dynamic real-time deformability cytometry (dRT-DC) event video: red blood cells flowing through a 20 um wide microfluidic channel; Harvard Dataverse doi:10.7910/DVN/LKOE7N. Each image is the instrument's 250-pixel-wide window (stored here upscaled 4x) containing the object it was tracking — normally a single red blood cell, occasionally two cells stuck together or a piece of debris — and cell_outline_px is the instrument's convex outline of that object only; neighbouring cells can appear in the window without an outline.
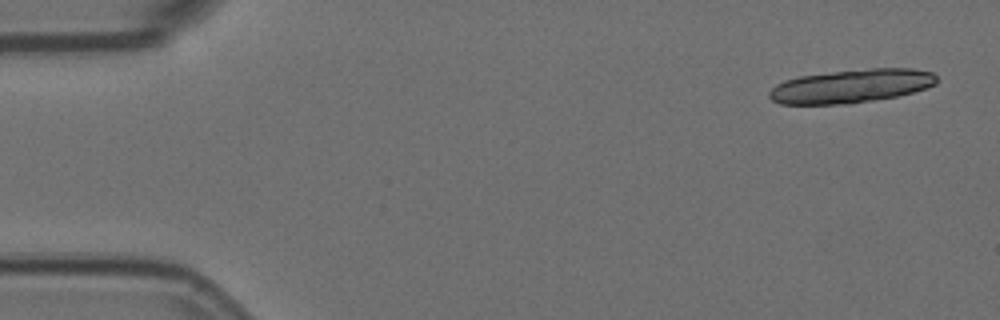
{"species": "Egyptian fruit bat (a non-hibernating species)", "species_latin": "Rousettus aegyptiacus", "temperature_condition": "room temperature", "stored_images_in_passage": 8, "camera_frame_rate_fps": 3000, "um_per_image_px": 0.085, "animal": {"sex": "female"}, "frame": {"image": 1, "passage_image": 1, "time_ms": 0.0, "image_size_px": [1000, 320], "cell_outline_px": [[936, 84], [928, 88], [896, 96], [852, 104], [780, 104], [772, 100], [768, 96], [768, 92], [776, 84], [784, 80], [800, 76], [832, 72], [872, 68], [912, 68], [932, 72], [936, 76]], "centroid_in_image_um": [72.35, 7.32], "position_along_channel_um": 12.6, "area_um2": 32.77}}